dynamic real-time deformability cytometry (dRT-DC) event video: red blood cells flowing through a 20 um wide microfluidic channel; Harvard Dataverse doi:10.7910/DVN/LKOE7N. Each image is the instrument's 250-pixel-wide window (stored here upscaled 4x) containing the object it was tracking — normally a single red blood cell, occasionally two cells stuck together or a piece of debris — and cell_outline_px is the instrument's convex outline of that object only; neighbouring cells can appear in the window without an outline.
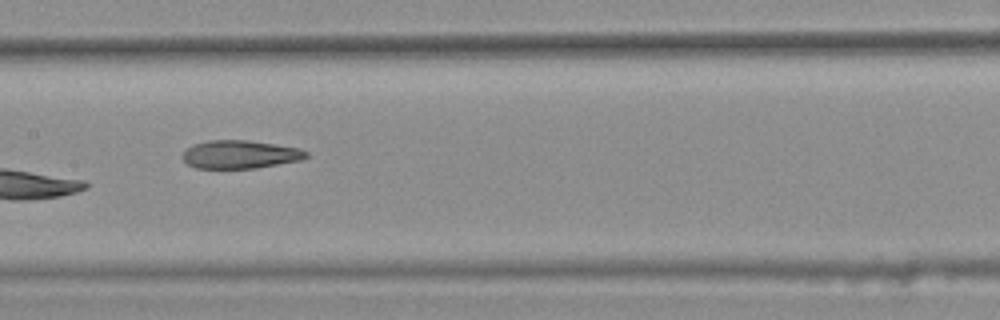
{"species": "common noctule bat (a hibernating species)", "species_latin": "Nyctalus noctula", "temperature_condition": "warm", "stored_images_in_passage": 8, "camera_frame_rate_fps": 3000, "um_per_image_px": 0.085, "animal": {"sex": "female", "body_mass_g": 25.1}, "frame": {"image": 1, "passage_image": 8, "time_ms": 2.333, "image_size_px": [1000, 320], "cell_outline_px": [[308, 156], [300, 160], [256, 168], [196, 168], [188, 164], [180, 156], [192, 144], [208, 140], [248, 140], [300, 148], [308, 152]], "centroid_in_image_um": [20.39, 13.12], "position_along_channel_um": 187.0, "area_um2": 20.29}}